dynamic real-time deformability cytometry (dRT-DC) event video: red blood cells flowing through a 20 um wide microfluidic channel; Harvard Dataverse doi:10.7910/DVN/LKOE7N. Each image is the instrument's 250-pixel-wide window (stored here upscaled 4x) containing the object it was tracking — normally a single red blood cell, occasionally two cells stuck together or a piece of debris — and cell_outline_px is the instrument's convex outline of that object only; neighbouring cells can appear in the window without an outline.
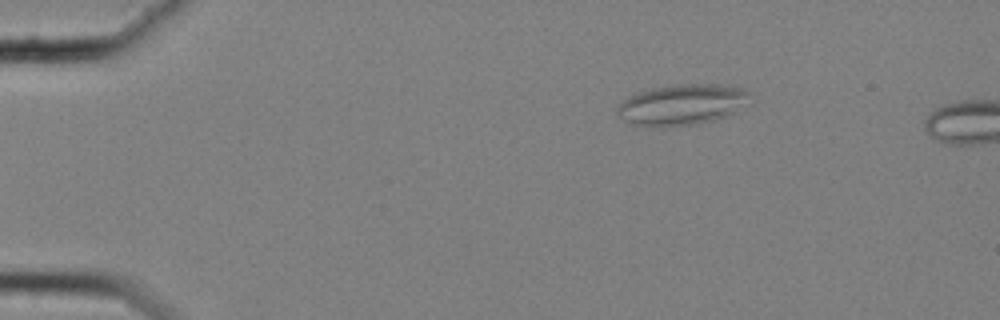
{"species": "common noctule bat (a hibernating species)", "species_latin": "Nyctalus noctula", "temperature_condition": "cold", "stored_images_in_passage": 15, "camera_frame_rate_fps": 3000, "um_per_image_px": 0.085, "animal": {"sex": "female", "body_mass_g": 25.1}, "frame": {"image": 1, "passage_image": 11, "time_ms": 3.333, "image_size_px": [1000, 320], "cell_outline_px": [[748, 92], [736, 112], [712, 120], [696, 124], [636, 124], [620, 116], [616, 112], [616, 108], [628, 96], [636, 92], [652, 88], [676, 84], [720, 84], [740, 88]], "centroid_in_image_um": [57.92, 8.84], "position_along_channel_um": 27.1, "area_um2": 30.06}}